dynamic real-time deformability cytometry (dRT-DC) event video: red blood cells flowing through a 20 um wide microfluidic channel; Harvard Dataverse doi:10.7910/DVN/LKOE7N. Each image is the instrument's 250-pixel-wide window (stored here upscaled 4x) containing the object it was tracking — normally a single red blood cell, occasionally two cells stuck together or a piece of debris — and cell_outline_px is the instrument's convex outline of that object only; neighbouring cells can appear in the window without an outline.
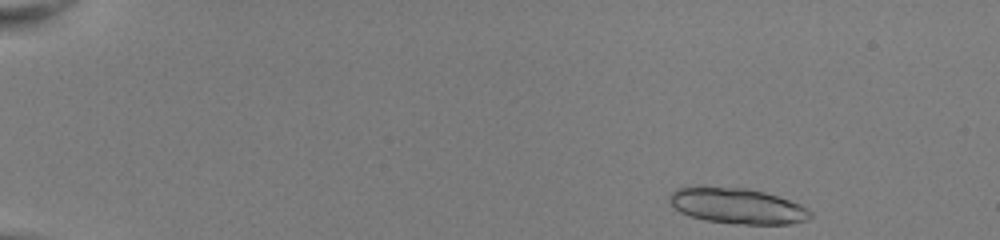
{"species": "common noctule bat (a hibernating species)", "species_latin": "Nyctalus noctula", "temperature_condition": "room temperature", "stored_images_in_passage": 18, "camera_frame_rate_fps": 3000, "um_per_image_px": 0.085, "animal": {"sex": "female", "body_mass_g": 22.0, "forearm_length_mm": 56.7}, "frame": {"image": 1, "passage_image": 1, "time_ms": 0.0, "image_size_px": [1000, 240], "cell_outline_px": [[812, 216], [808, 220], [788, 224], [732, 224], [704, 220], [688, 216], [680, 212], [668, 200], [668, 196], [676, 188], [704, 184], [748, 188], [764, 192], [800, 204], [808, 208], [812, 212]], "centroid_in_image_um": [62.61, 17.48], "position_along_channel_um": 22.4, "area_um2": 30.06}}